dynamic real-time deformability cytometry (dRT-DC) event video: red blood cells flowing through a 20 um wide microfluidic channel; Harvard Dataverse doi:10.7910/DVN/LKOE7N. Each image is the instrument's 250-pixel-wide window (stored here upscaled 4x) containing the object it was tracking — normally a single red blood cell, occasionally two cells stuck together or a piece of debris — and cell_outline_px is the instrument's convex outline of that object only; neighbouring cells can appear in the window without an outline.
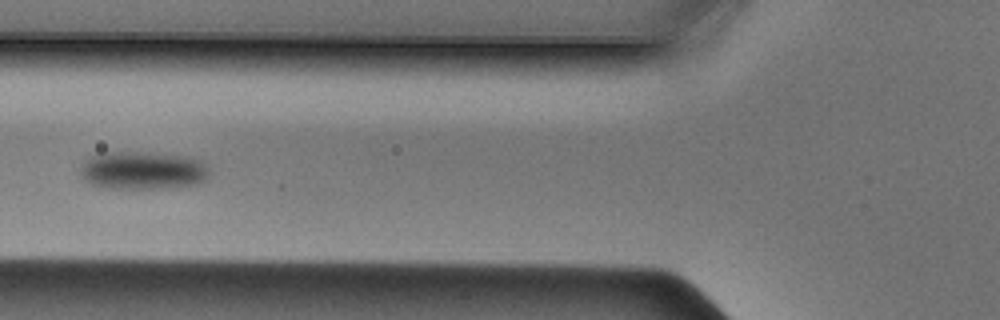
{"species": "Egyptian fruit bat (a non-hibernating species)", "species_latin": "Rousettus aegyptiacus", "temperature_condition": "cold", "stored_images_in_passage": 35, "camera_frame_rate_fps": 3000, "um_per_image_px": 0.085, "animal": {"sex": "male"}, "frame": {"image": 1, "passage_image": 5, "time_ms": 1.333, "image_size_px": [1000, 320], "cell_outline_px": [[208, 172], [204, 180], [192, 184], [164, 188], [108, 188], [92, 184], [84, 180], [80, 176], [80, 168], [88, 156], [104, 152], [152, 152], [188, 156], [200, 160], [208, 164]], "centroid_in_image_um": [12.1, 14.46], "position_along_channel_um": 113.7, "area_um2": 28.73}}
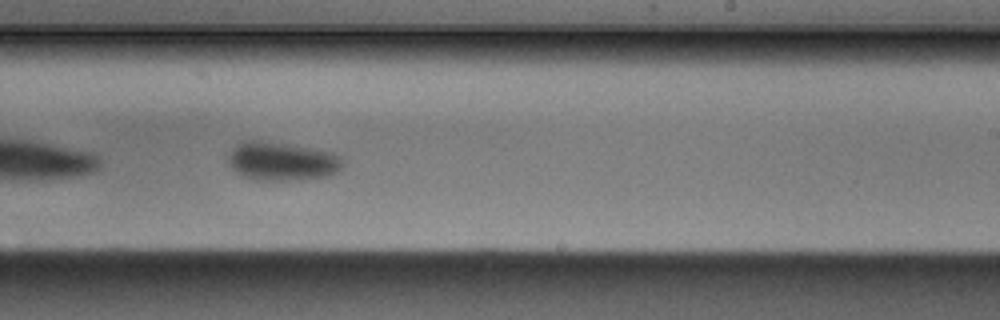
{"frame": {"image": 2, "passage_image": 16, "time_ms": 5.0, "image_size_px": [1000, 320], "cell_outline_px": [[344, 164], [336, 172], [328, 176], [300, 180], [256, 180], [244, 176], [236, 172], [228, 164], [228, 156], [232, 148], [236, 144], [244, 140], [260, 140], [288, 144], [312, 148], [332, 152], [340, 156]], "centroid_in_image_um": [23.94, 13.7], "position_along_channel_um": 265.1, "area_um2": 25.95}}
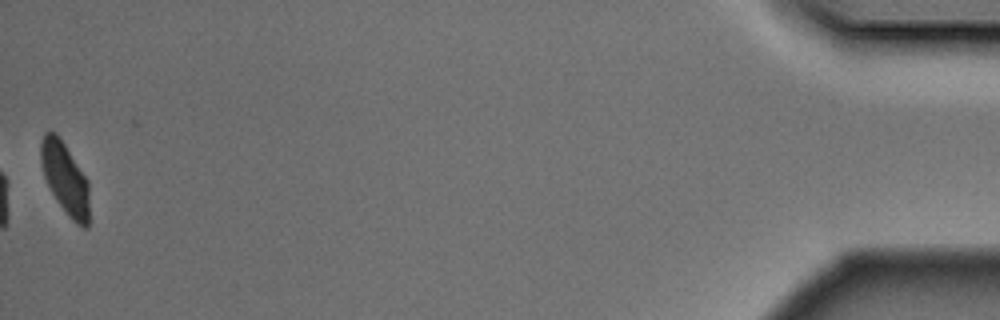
{"frame": {"image": 3, "passage_image": 35, "time_ms": 11.333, "image_size_px": [1000, 320], "cell_outline_px": [[88, 228], [84, 228], [76, 224], [68, 216], [56, 200], [44, 176], [40, 160], [40, 144], [44, 132], [56, 132], [60, 136], [88, 180]], "centroid_in_image_um": [5.52, 15.14], "position_along_channel_um": 429.7, "area_um2": 20.29}}